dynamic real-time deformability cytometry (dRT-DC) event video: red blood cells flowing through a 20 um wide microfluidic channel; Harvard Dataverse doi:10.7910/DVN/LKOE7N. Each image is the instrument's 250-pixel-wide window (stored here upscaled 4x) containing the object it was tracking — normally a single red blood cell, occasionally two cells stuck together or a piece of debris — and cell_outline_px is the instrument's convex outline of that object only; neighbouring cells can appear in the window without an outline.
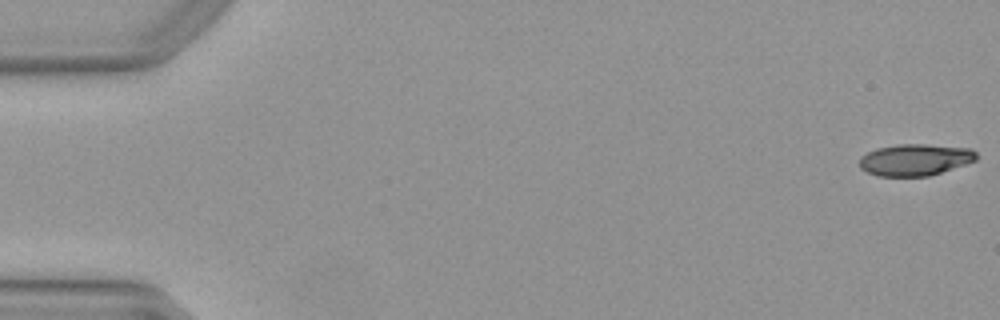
{"species": "Egyptian fruit bat (a non-hibernating species)", "species_latin": "Rousettus aegyptiacus", "temperature_condition": "warm", "stored_images_in_passage": 51, "camera_frame_rate_fps": 3000, "um_per_image_px": 0.085, "animal": {"sex": "female"}, "frame": {"image": 1, "passage_image": 1, "time_ms": 0.0, "image_size_px": [1000, 320], "cell_outline_px": [[976, 160], [928, 176], [876, 176], [860, 168], [860, 156], [876, 148], [896, 144], [924, 144], [972, 148], [976, 152]], "centroid_in_image_um": [77.75, 13.57], "position_along_channel_um": 7.2, "area_um2": 21.5}}
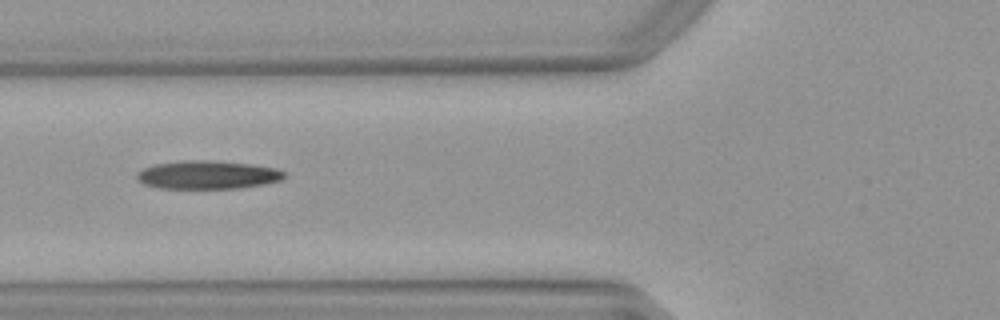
{"frame": {"image": 2, "passage_image": 20, "time_ms": 6.333, "image_size_px": [1000, 320], "cell_outline_px": [[284, 176], [280, 180], [240, 188], [160, 188], [144, 184], [136, 176], [136, 172], [152, 164], [180, 160], [216, 160], [252, 164], [276, 168], [284, 172]], "centroid_in_image_um": [17.6, 14.84], "position_along_channel_um": 108.2, "area_um2": 24.33}}
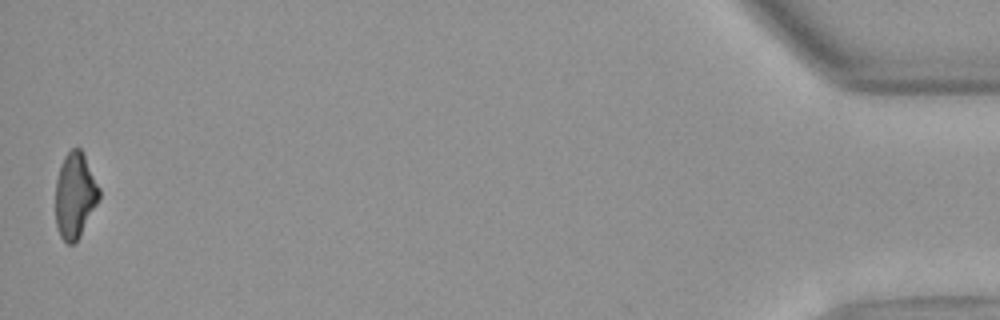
{"frame": {"image": 3, "passage_image": 51, "time_ms": 16.667, "image_size_px": [1000, 320], "cell_outline_px": [[100, 200], [80, 236], [72, 244], [68, 244], [60, 236], [56, 224], [56, 180], [60, 164], [64, 156], [72, 148], [80, 148], [100, 188]], "centroid_in_image_um": [6.38, 16.62], "position_along_channel_um": 428.8, "area_um2": 21.73}, "authors_computed_cell_mechanics": {"area_um2": 23.3512, "velocity_mm_per_s": 4.0037, "shape_relaxation_time_tau1_ms": null, "shape_relaxation_time_tau2_ms": 5.0715, "deformation_change_tau1": null, "deformation_change_tau2": 0.1578}}